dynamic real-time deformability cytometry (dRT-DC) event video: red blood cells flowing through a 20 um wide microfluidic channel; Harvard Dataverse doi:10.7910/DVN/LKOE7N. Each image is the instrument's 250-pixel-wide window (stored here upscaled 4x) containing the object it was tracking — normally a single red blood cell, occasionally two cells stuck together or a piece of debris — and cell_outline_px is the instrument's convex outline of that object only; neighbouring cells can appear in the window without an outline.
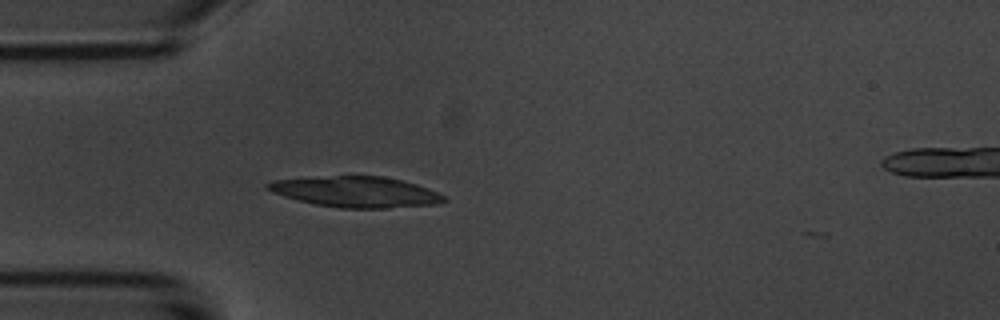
{"species": "common noctule bat (a hibernating species)", "species_latin": "Nyctalus noctula", "temperature_condition": "room temperature", "stored_images_in_passage": 39, "camera_frame_rate_fps": 3000, "um_per_image_px": 0.085, "animal": {"sex": "male", "body_mass_g": 20.1, "forearm_length_mm": 53.5}, "frame": {"image": 1, "passage_image": 2, "time_ms": 0.333, "image_size_px": [1000, 320], "cell_outline_px": [[448, 200], [436, 204], [388, 208], [340, 208], [316, 204], [284, 196], [272, 192], [264, 188], [264, 184], [276, 180], [336, 176], [384, 176], [416, 184], [440, 192], [448, 196]], "centroid_in_image_um": [30.33, 16.31], "position_along_channel_um": 54.7, "area_um2": 31.44}}